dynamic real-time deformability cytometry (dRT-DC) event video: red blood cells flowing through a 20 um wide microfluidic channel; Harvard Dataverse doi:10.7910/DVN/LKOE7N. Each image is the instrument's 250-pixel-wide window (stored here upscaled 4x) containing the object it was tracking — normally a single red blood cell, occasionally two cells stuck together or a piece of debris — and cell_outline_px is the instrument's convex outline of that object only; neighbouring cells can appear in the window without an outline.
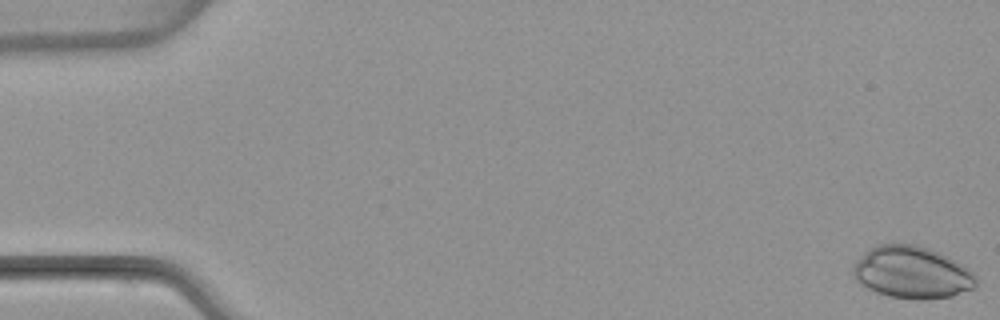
{"species": "common noctule bat (a hibernating species)", "species_latin": "Nyctalus noctula", "temperature_condition": "warm", "stored_images_in_passage": 5, "camera_frame_rate_fps": 3000, "um_per_image_px": 0.085, "animal": {"sex": "female", "body_mass_g": 22.7, "forearm_length_mm": 54.2}, "frame": {"image": 1, "passage_image": 1, "time_ms": 0.0, "image_size_px": [1000, 320], "cell_outline_px": [[976, 284], [972, 288], [952, 296], [924, 300], [916, 300], [888, 296], [876, 292], [860, 284], [856, 280], [852, 272], [852, 268], [856, 260], [868, 248], [880, 244], [916, 244], [940, 252], [968, 268], [976, 276]], "centroid_in_image_um": [77.49, 23.16], "position_along_channel_um": 7.5, "area_um2": 37.51}}